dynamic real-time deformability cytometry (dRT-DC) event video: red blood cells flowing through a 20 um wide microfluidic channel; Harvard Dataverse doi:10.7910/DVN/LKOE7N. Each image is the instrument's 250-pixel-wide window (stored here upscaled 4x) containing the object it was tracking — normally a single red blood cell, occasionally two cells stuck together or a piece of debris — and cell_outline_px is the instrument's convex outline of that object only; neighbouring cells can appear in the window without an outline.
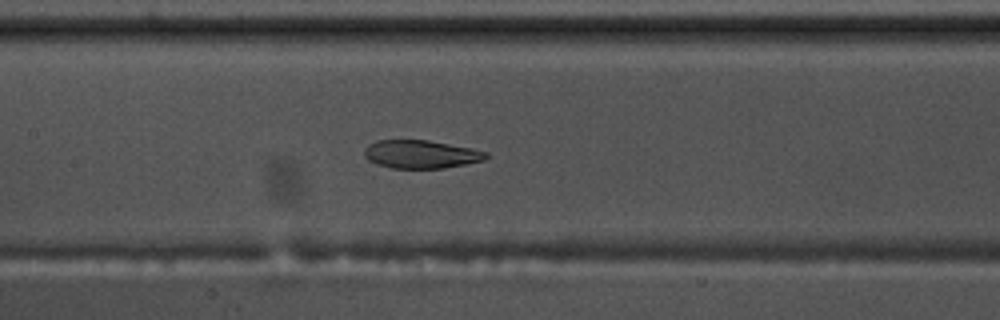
{"species": "common noctule bat (a hibernating species)", "species_latin": "Nyctalus noctula", "temperature_condition": "warm", "stored_images_in_passage": 56, "camera_frame_rate_fps": 3000, "um_per_image_px": 0.085, "animal": {"sex": "male", "body_mass_g": 17.5, "forearm_length_mm": 52.3}, "frame": {"image": 1, "passage_image": 27, "time_ms": 8.667, "image_size_px": [1000, 320], "cell_outline_px": [[488, 156], [484, 160], [444, 168], [392, 168], [376, 164], [368, 160], [364, 156], [364, 148], [368, 144], [376, 140], [428, 140], [472, 148], [488, 152]], "centroid_in_image_um": [35.75, 13.1], "position_along_channel_um": 171.6, "area_um2": 20.06}}
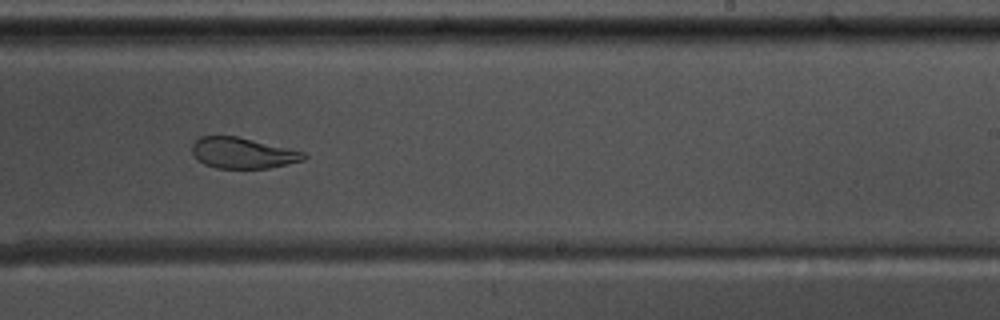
{"frame": {"image": 2, "passage_image": 35, "time_ms": 11.333, "image_size_px": [1000, 320], "cell_outline_px": [[308, 156], [304, 160], [268, 168], [216, 168], [204, 164], [192, 152], [192, 144], [200, 136], [236, 136], [288, 148], [304, 152]], "centroid_in_image_um": [20.63, 13.0], "position_along_channel_um": 268.4, "area_um2": 19.83}}
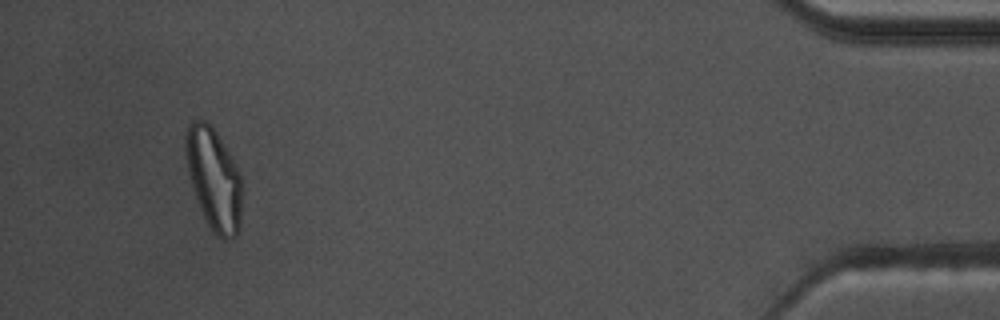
{"frame": {"image": 3, "passage_image": 53, "time_ms": 17.333, "image_size_px": [1000, 320], "cell_outline_px": [[240, 232], [236, 236], [228, 240], [224, 240], [216, 236], [208, 224], [200, 208], [192, 188], [188, 172], [184, 144], [184, 140], [188, 124], [192, 120], [204, 120], [216, 132], [236, 164], [240, 176]], "centroid_in_image_um": [18.15, 15.23], "position_along_channel_um": 417.0, "area_um2": 33.23}, "authors_computed_cell_mechanics": {"area_um2": 24.5939, "velocity_mm_per_s": 3.6385, "shape_relaxation_time_tau1_ms": null, "shape_relaxation_time_tau2_ms": 2.9309, "deformation_change_tau1": null, "deformation_change_tau2": 0.096}}